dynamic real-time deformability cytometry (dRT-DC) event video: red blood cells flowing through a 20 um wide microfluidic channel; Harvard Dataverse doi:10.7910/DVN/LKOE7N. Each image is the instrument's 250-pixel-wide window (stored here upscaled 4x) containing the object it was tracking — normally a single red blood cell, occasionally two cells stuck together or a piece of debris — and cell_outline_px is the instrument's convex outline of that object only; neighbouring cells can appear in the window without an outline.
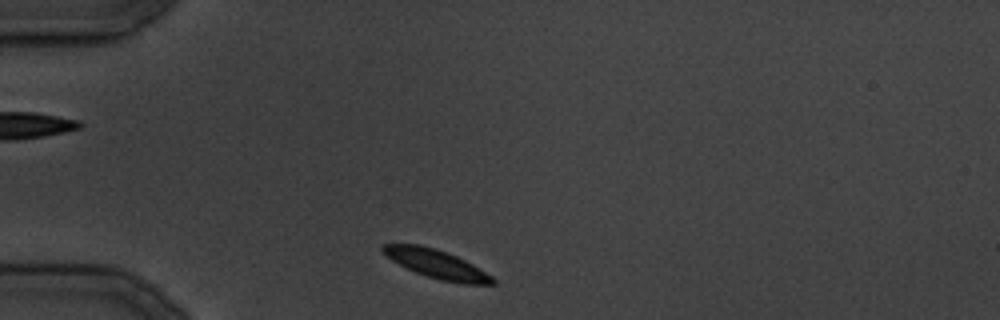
{"species": "common noctule bat (a hibernating species)", "species_latin": "Nyctalus noctula", "temperature_condition": "cold", "stored_images_in_passage": 28, "segment_of_instrument_passage": [1, 2], "camera_frame_rate_fps": 3000, "um_per_image_px": 0.085, "animal": {"sex": "male", "body_mass_g": 19.5, "forearm_length_mm": 54.6}, "frame": {"image": 1, "passage_image": 1, "time_ms": 0.0, "image_size_px": [1000, 320], "cell_outline_px": [[496, 284], [464, 284], [440, 280], [416, 272], [384, 256], [380, 252], [380, 244], [420, 244], [436, 248], [456, 256], [472, 264], [492, 276], [496, 280]], "centroid_in_image_um": [37.07, 22.42], "position_along_channel_um": 47.9, "area_um2": 18.32}}
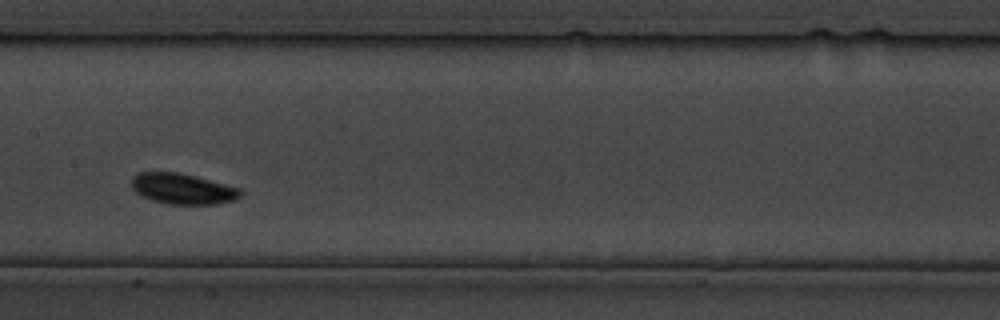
{"frame": {"image": 2, "passage_image": 10, "time_ms": 11.0, "image_size_px": [1000, 320], "cell_outline_px": [[244, 192], [240, 196], [232, 200], [216, 204], [168, 204], [152, 200], [136, 192], [132, 188], [132, 176], [136, 172], [180, 172], [196, 176], [240, 188]], "centroid_in_image_um": [15.52, 16.03], "position_along_channel_um": 191.9, "area_um2": 19.48}}
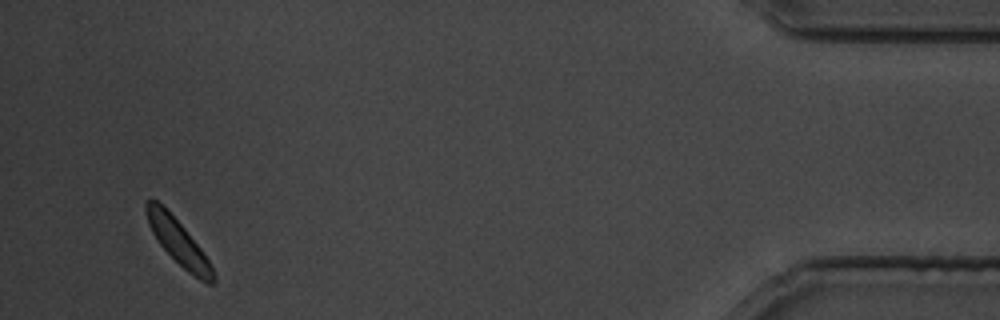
{"frame": {"image": 3, "passage_image": 26, "time_ms": 30.333, "image_size_px": [1000, 320], "cell_outline_px": [[216, 280], [212, 284], [208, 284], [200, 280], [188, 272], [160, 244], [152, 232], [148, 224], [144, 208], [144, 204], [152, 196], [184, 228], [200, 248], [208, 260], [212, 268]], "centroid_in_image_um": [15.13, 20.56], "position_along_channel_um": 420.1, "area_um2": 17.05}}